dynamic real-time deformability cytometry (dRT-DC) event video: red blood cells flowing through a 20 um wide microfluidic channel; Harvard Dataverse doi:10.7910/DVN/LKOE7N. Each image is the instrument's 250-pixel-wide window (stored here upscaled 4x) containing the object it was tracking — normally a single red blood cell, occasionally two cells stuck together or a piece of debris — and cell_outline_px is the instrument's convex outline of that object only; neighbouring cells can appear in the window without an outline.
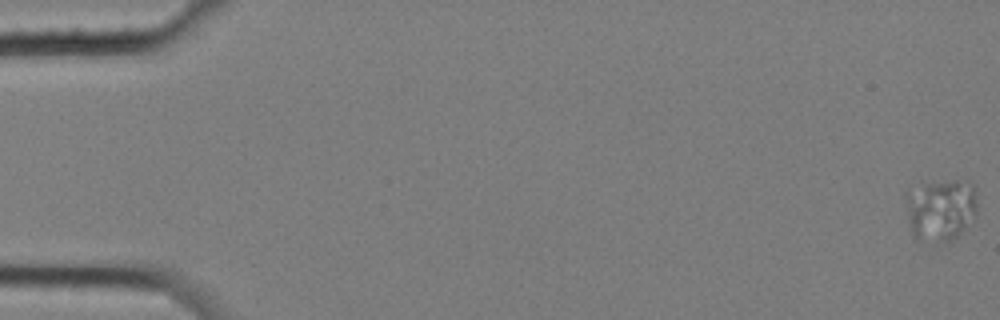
{"species": "common noctule bat (a hibernating species)", "species_latin": "Nyctalus noctula", "temperature_condition": "cold", "stored_images_in_passage": 12, "camera_frame_rate_fps": 3000, "um_per_image_px": 0.085, "animal": {"sex": "female", "body_mass_g": 25.1}, "frame": {"image": 1, "passage_image": 1, "time_ms": 0.0, "image_size_px": [1000, 320], "cell_outline_px": [[976, 216], [956, 236], [944, 244], [916, 236], [912, 232], [908, 220], [908, 188], [924, 184], [952, 180], [956, 180], [972, 184], [976, 196]], "centroid_in_image_um": [79.99, 17.81], "position_along_channel_um": 5.0, "area_um2": 25.26}}
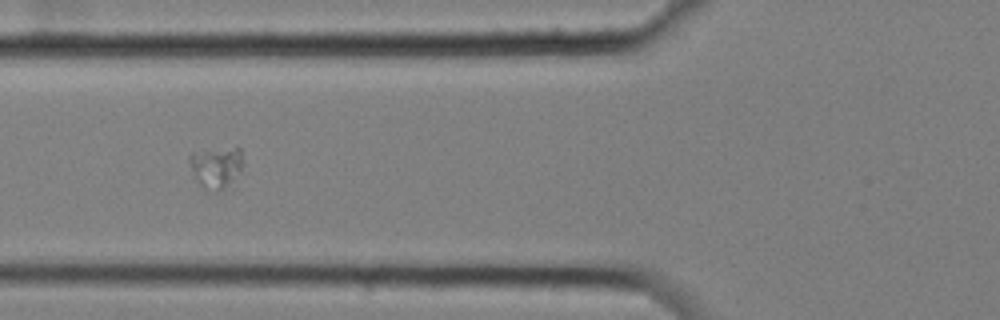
{"frame": {"image": 2, "passage_image": 7, "time_ms": 2.0, "image_size_px": [1000, 320], "cell_outline_px": [[244, 164], [236, 188], [208, 192], [200, 184], [188, 160], [188, 156], [192, 152], [236, 148], [240, 148]], "centroid_in_image_um": [18.49, 14.31], "position_along_channel_um": 107.3, "area_um2": 13.47}}
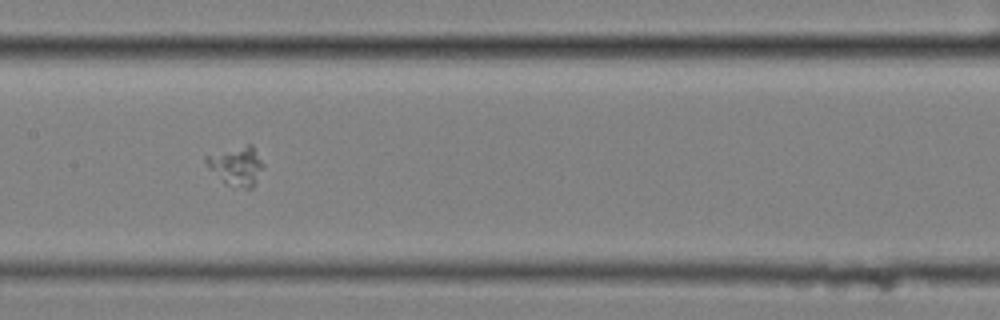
{"frame": {"image": 3, "passage_image": 9, "time_ms": 2.667, "image_size_px": [1000, 320], "cell_outline_px": [[264, 168], [256, 184], [252, 188], [244, 188], [224, 184], [208, 168], [204, 160], [204, 156], [248, 144], [252, 144], [264, 164]], "centroid_in_image_um": [20.11, 14.12], "position_along_channel_um": 187.3, "area_um2": 13.18}}